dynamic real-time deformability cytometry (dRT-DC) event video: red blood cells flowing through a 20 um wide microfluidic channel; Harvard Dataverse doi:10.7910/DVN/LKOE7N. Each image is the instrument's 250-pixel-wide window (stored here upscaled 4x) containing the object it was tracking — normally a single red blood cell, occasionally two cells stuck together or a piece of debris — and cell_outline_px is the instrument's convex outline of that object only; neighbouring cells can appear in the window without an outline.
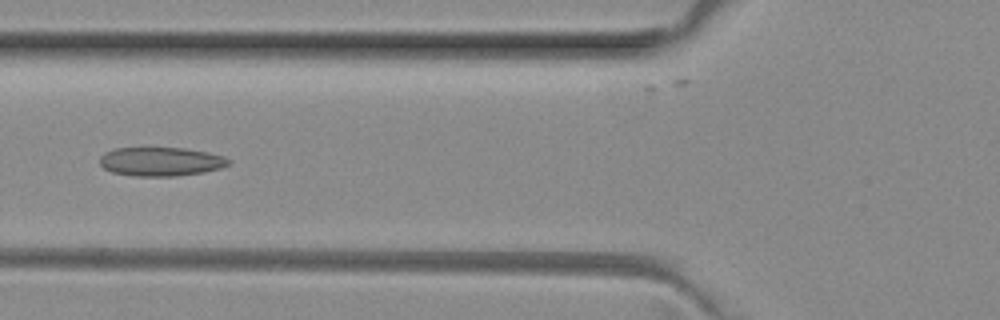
{"species": "common noctule bat (a hibernating species)", "species_latin": "Nyctalus noctula", "temperature_condition": "room temperature", "stored_images_in_passage": 50, "camera_frame_rate_fps": 3000, "um_per_image_px": 0.085, "animal": {"sex": "female", "body_mass_g": 29.2, "forearm_length_mm": 56.3}, "frame": {"image": 1, "passage_image": 19, "time_ms": 6.0, "image_size_px": [1000, 320], "cell_outline_px": [[232, 164], [220, 168], [204, 172], [176, 176], [132, 176], [112, 172], [104, 168], [100, 164], [100, 156], [104, 152], [112, 148], [184, 148], [208, 152], [224, 156], [232, 160]], "centroid_in_image_um": [13.69, 13.73], "position_along_channel_um": 112.1, "area_um2": 21.91}}
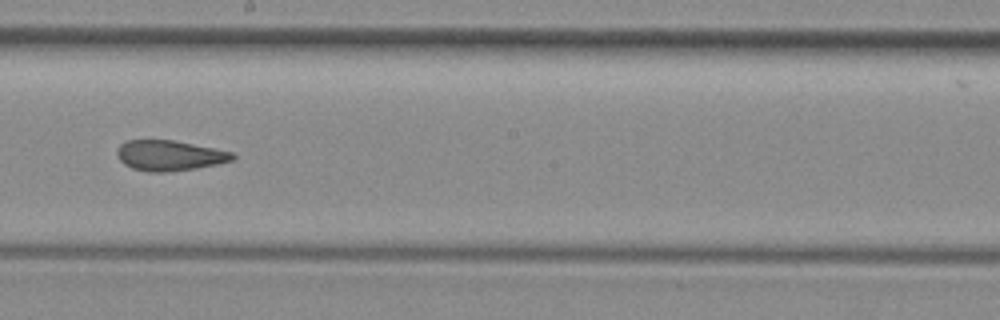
{"frame": {"image": 2, "passage_image": 28, "time_ms": 9.0, "image_size_px": [1000, 320], "cell_outline_px": [[236, 156], [232, 160], [216, 164], [196, 168], [164, 172], [148, 172], [132, 168], [124, 164], [120, 160], [116, 152], [116, 148], [120, 144], [128, 140], [172, 140], [232, 152]], "centroid_in_image_um": [14.36, 13.22], "position_along_channel_um": 233.8, "area_um2": 20.23}}
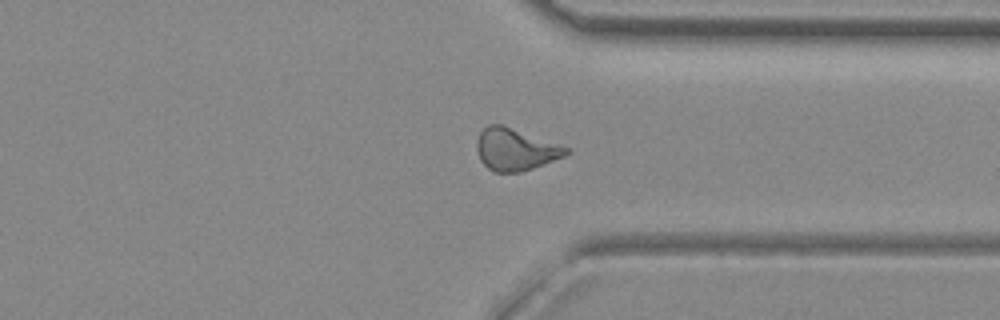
{"frame": {"image": 3, "passage_image": 38, "time_ms": 12.333, "image_size_px": [1000, 320], "cell_outline_px": [[568, 152], [564, 156], [532, 168], [520, 172], [492, 172], [480, 160], [476, 148], [476, 140], [480, 132], [488, 124], [500, 124], [568, 148]], "centroid_in_image_um": [43.73, 12.71], "position_along_channel_um": 367.7, "area_um2": 21.39}, "authors_computed_cell_mechanics": {"area_um2": 21.8195, "velocity_mm_per_s": 4.0502, "shape_relaxation_time_tau1_ms": null, "shape_relaxation_time_tau2_ms": 1.8705, "deformation_change_tau1": null, "deformation_change_tau2": 0.0971}}